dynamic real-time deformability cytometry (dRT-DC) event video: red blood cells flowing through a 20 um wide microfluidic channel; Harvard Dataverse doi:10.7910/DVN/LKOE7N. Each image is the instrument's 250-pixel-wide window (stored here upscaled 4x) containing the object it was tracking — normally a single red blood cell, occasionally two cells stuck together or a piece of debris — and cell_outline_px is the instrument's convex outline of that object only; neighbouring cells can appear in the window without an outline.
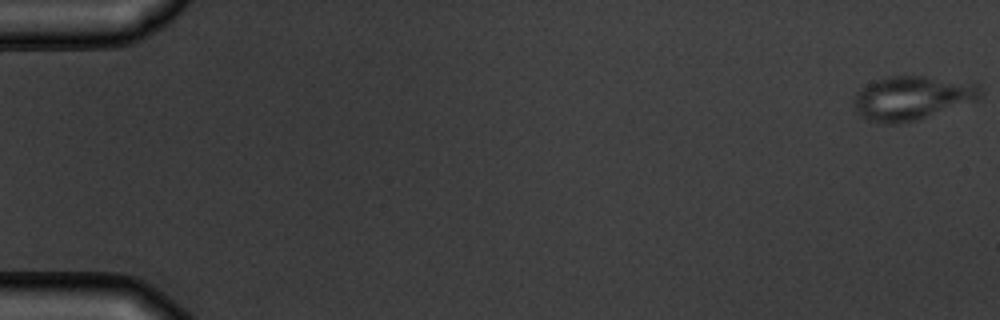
{"species": "common noctule bat (a hibernating species)", "species_latin": "Nyctalus noctula", "temperature_condition": "warm", "stored_images_in_passage": 6, "segment_of_instrument_passage": [1, 2], "camera_frame_rate_fps": 3000, "um_per_image_px": 0.085, "animal": {"sex": "male", "body_mass_g": 19.5, "forearm_length_mm": 54.6}, "frame": {"image": 1, "passage_image": 1, "time_ms": 0.0, "image_size_px": [1000, 320], "cell_outline_px": [[984, 96], [976, 100], [916, 120], [896, 124], [884, 124], [868, 120], [860, 116], [852, 104], [852, 100], [856, 92], [860, 88], [872, 80], [888, 76], [924, 76], [972, 80], [980, 84], [984, 88]], "centroid_in_image_um": [77.57, 8.29], "position_along_channel_um": 7.4, "area_um2": 33.29}}